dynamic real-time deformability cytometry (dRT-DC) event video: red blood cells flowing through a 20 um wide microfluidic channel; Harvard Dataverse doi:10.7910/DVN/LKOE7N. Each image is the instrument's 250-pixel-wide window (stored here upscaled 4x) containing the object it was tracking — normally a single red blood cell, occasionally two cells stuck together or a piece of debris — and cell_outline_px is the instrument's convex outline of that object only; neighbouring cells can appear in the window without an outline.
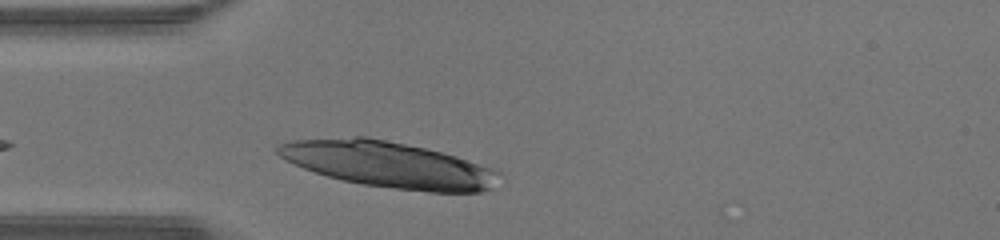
{"species": "human", "species_latin": "Homo sapiens", "temperature_condition": "warm", "stored_images_in_passage": 27, "camera_frame_rate_fps": 3000, "um_per_image_px": 0.085, "donor": {"sex": "male"}, "frame": {"image": 1, "passage_image": 3, "time_ms": 0.667, "image_size_px": [1000, 240], "cell_outline_px": [[500, 172], [492, 188], [480, 192], [428, 192], [364, 184], [344, 180], [328, 176], [304, 168], [280, 156], [276, 152], [276, 144], [292, 140], [356, 136], [368, 136], [424, 148], [456, 156], [492, 168]], "centroid_in_image_um": [33.01, 13.97], "position_along_channel_um": 52.0, "area_um2": 58.61}}
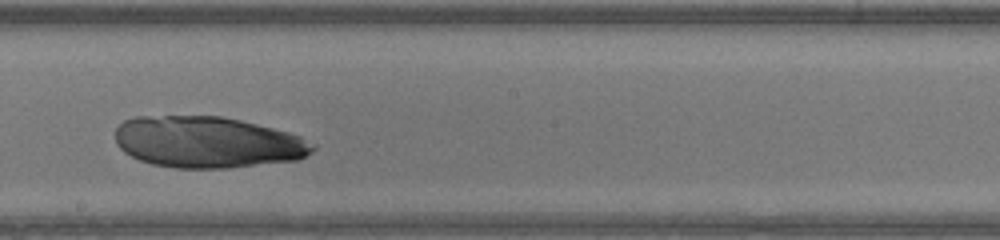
{"frame": {"image": 2, "passage_image": 16, "time_ms": 5.0, "image_size_px": [1000, 240], "cell_outline_px": [[316, 148], [312, 152], [296, 160], [228, 168], [176, 168], [152, 164], [140, 160], [124, 152], [116, 144], [116, 128], [124, 120], [136, 116], [220, 116], [240, 120], [288, 132], [300, 136], [316, 144]], "centroid_in_image_um": [17.63, 12.08], "position_along_channel_um": 230.6, "area_um2": 59.13}}
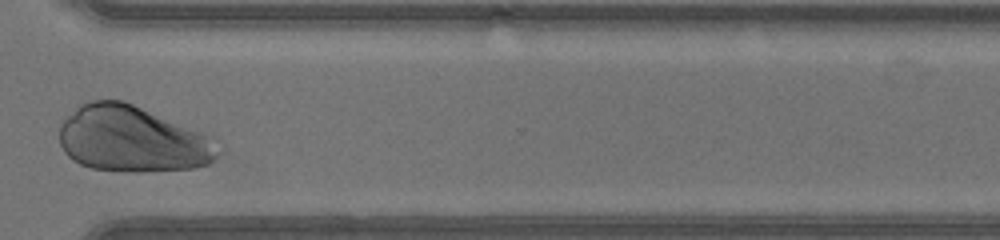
{"frame": {"image": 3, "passage_image": 25, "time_ms": 8.0, "image_size_px": [1000, 240], "cell_outline_px": [[224, 148], [208, 164], [196, 168], [144, 172], [128, 172], [92, 168], [80, 164], [72, 160], [64, 152], [60, 144], [60, 124], [80, 104], [88, 100], [124, 100], [216, 136]], "centroid_in_image_um": [11.34, 11.82], "position_along_channel_um": 359.3, "area_um2": 62.42}}